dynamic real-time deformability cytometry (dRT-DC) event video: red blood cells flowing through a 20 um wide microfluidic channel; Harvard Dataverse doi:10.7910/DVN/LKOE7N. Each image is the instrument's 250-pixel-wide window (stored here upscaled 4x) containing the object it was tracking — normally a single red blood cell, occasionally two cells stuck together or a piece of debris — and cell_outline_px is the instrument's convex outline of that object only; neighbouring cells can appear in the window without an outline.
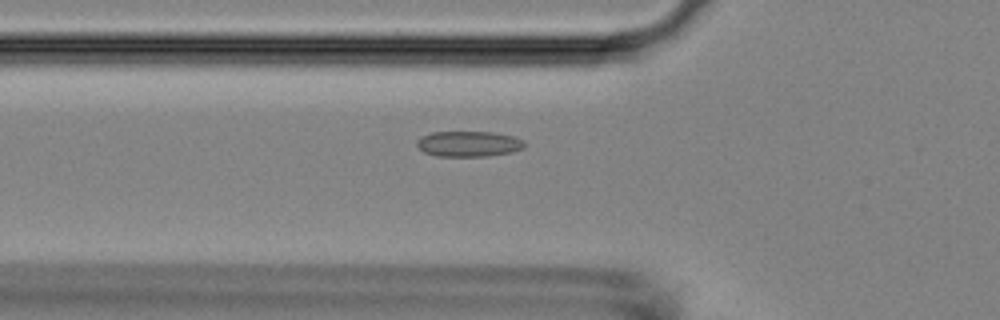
{"species": "Egyptian fruit bat (a non-hibernating species)", "species_latin": "Rousettus aegyptiacus", "temperature_condition": "room temperature", "stored_images_in_passage": 48, "camera_frame_rate_fps": 3000, "um_per_image_px": 0.085, "animal": {"sex": "female"}, "frame": {"image": 1, "passage_image": 19, "time_ms": 6.0, "image_size_px": [1000, 320], "cell_outline_px": [[524, 148], [512, 152], [488, 156], [436, 156], [424, 152], [416, 144], [416, 140], [420, 136], [432, 132], [492, 132], [512, 136], [524, 140]], "centroid_in_image_um": [39.82, 12.23], "position_along_channel_um": 86.0, "area_um2": 16.07}}
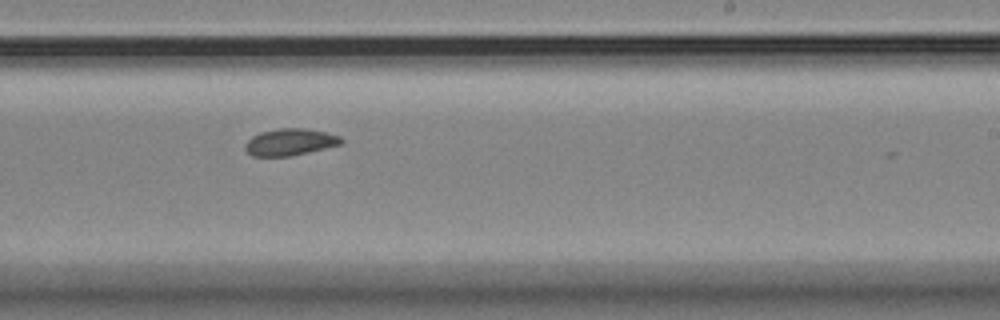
{"frame": {"image": 2, "passage_image": 33, "time_ms": 10.667, "image_size_px": [1000, 320], "cell_outline_px": [[344, 140], [340, 144], [308, 152], [288, 156], [252, 156], [244, 148], [244, 144], [252, 136], [260, 132], [280, 128], [304, 128], [324, 132], [340, 136]], "centroid_in_image_um": [24.62, 12.07], "position_along_channel_um": 264.4, "area_um2": 14.85}}
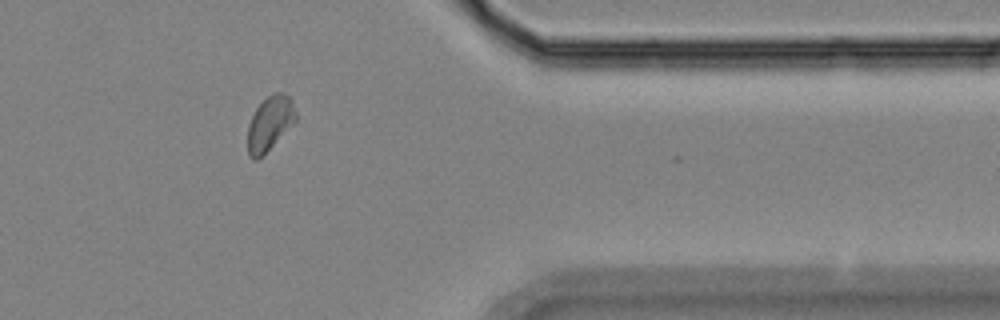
{"frame": {"image": 3, "passage_image": 44, "time_ms": 14.333, "image_size_px": [1000, 320], "cell_outline_px": [[296, 120], [256, 160], [252, 160], [248, 156], [248, 124], [256, 108], [272, 92], [284, 92], [292, 100], [296, 112]], "centroid_in_image_um": [22.92, 10.44], "position_along_channel_um": 388.5, "area_um2": 14.8}, "authors_computed_cell_mechanics": {"area_um2": 15.317, "velocity_mm_per_s": 3.8099, "shape_relaxation_time_tau1_ms": null, "shape_relaxation_time_tau2_ms": 1.7788, "deformation_change_tau1": null, "deformation_change_tau2": 0.0482}}